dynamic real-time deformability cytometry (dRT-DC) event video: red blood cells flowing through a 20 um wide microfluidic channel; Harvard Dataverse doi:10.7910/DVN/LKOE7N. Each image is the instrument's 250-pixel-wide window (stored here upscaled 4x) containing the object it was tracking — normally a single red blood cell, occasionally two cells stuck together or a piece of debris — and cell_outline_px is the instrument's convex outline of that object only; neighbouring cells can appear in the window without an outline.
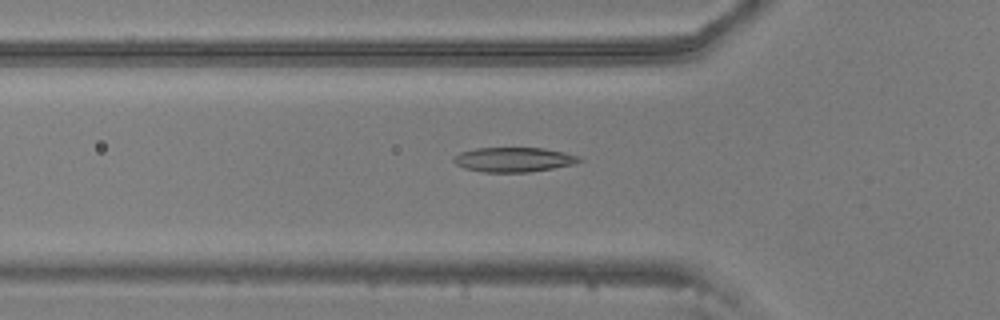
{"species": "common noctule bat (a hibernating species)", "species_latin": "Nyctalus noctula", "temperature_condition": "warm", "stored_images_in_passage": 53, "camera_frame_rate_fps": 3000, "um_per_image_px": 0.085, "animal": {"sex": "male", "body_mass_g": 20.5, "forearm_length_mm": 52.5}, "frame": {"image": 1, "passage_image": 17, "time_ms": 5.333, "image_size_px": [1000, 320], "cell_outline_px": [[584, 160], [572, 164], [552, 168], [528, 172], [484, 172], [464, 168], [456, 164], [452, 160], [452, 156], [460, 152], [476, 148], [544, 148], [564, 152], [580, 156]], "centroid_in_image_um": [43.64, 13.56], "position_along_channel_um": 82.2, "area_um2": 18.03}}
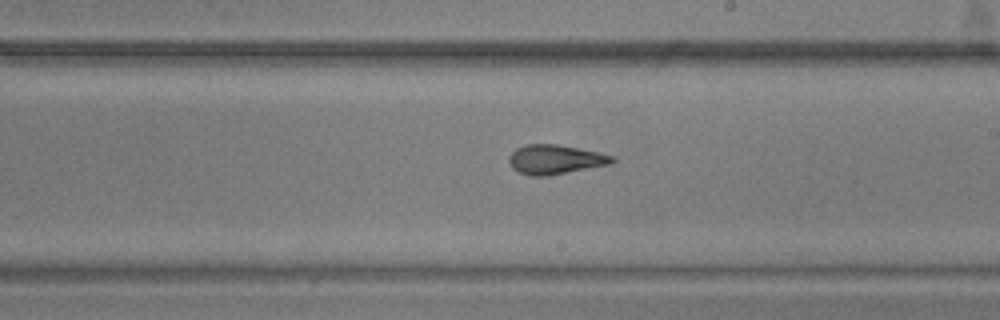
{"frame": {"image": 2, "passage_image": 30, "time_ms": 9.667, "image_size_px": [1000, 320], "cell_outline_px": [[616, 160], [608, 164], [548, 176], [528, 176], [512, 168], [508, 160], [508, 156], [516, 148], [524, 144], [556, 144], [616, 156]], "centroid_in_image_um": [47.14, 13.55], "position_along_channel_um": 241.9, "area_um2": 17.57}}
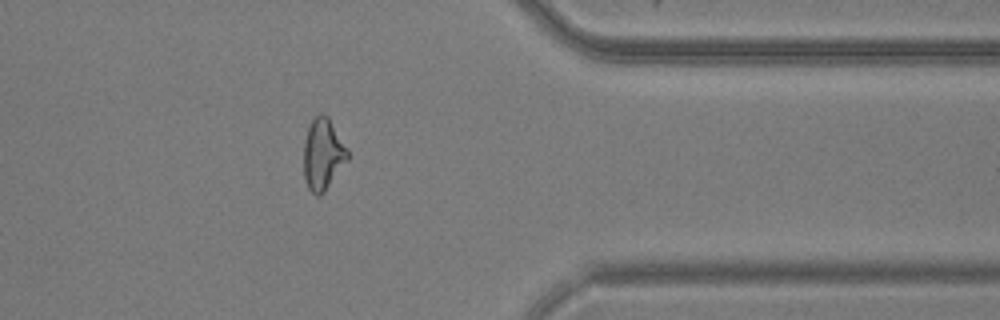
{"frame": {"image": 3, "passage_image": 43, "time_ms": 14.0, "image_size_px": [1000, 320], "cell_outline_px": [[348, 160], [324, 192], [320, 196], [316, 196], [308, 188], [304, 176], [304, 140], [308, 128], [312, 120], [320, 112], [328, 116], [348, 152]], "centroid_in_image_um": [27.43, 13.13], "position_along_channel_um": 384.0, "area_um2": 18.03}, "authors_computed_cell_mechanics": {"area_um2": 18.0336, "velocity_mm_per_s": 3.6608, "shape_relaxation_time_tau1_ms": 7.089, "shape_relaxation_time_tau2_ms": 2.4584, "deformation_change_tau1": 0.2255, "deformation_change_tau2": 0.0945}}